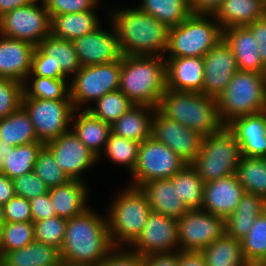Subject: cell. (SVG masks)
Returning a JSON list of instances; mask_svg holds the SVG:
<instances>
[{
  "instance_id": "obj_24",
  "label": "cell",
  "mask_w": 266,
  "mask_h": 266,
  "mask_svg": "<svg viewBox=\"0 0 266 266\" xmlns=\"http://www.w3.org/2000/svg\"><path fill=\"white\" fill-rule=\"evenodd\" d=\"M140 189L147 197L151 212L179 219L188 211L171 179L152 180L142 184Z\"/></svg>"
},
{
  "instance_id": "obj_47",
  "label": "cell",
  "mask_w": 266,
  "mask_h": 266,
  "mask_svg": "<svg viewBox=\"0 0 266 266\" xmlns=\"http://www.w3.org/2000/svg\"><path fill=\"white\" fill-rule=\"evenodd\" d=\"M13 185L15 194L28 200L49 192V188L46 186L45 182H43L34 171L13 179Z\"/></svg>"
},
{
  "instance_id": "obj_13",
  "label": "cell",
  "mask_w": 266,
  "mask_h": 266,
  "mask_svg": "<svg viewBox=\"0 0 266 266\" xmlns=\"http://www.w3.org/2000/svg\"><path fill=\"white\" fill-rule=\"evenodd\" d=\"M179 250L202 251L226 233L225 219L202 209L177 219Z\"/></svg>"
},
{
  "instance_id": "obj_40",
  "label": "cell",
  "mask_w": 266,
  "mask_h": 266,
  "mask_svg": "<svg viewBox=\"0 0 266 266\" xmlns=\"http://www.w3.org/2000/svg\"><path fill=\"white\" fill-rule=\"evenodd\" d=\"M66 79L67 78L54 79L41 76H28L23 83V98L50 100L71 99L69 96V82L67 83ZM28 83L30 84L28 85Z\"/></svg>"
},
{
  "instance_id": "obj_63",
  "label": "cell",
  "mask_w": 266,
  "mask_h": 266,
  "mask_svg": "<svg viewBox=\"0 0 266 266\" xmlns=\"http://www.w3.org/2000/svg\"><path fill=\"white\" fill-rule=\"evenodd\" d=\"M262 75H263V79H264L265 87H266V65H265V67H264V70H263Z\"/></svg>"
},
{
  "instance_id": "obj_6",
  "label": "cell",
  "mask_w": 266,
  "mask_h": 266,
  "mask_svg": "<svg viewBox=\"0 0 266 266\" xmlns=\"http://www.w3.org/2000/svg\"><path fill=\"white\" fill-rule=\"evenodd\" d=\"M221 121L266 111V87L262 73L238 70L216 99Z\"/></svg>"
},
{
  "instance_id": "obj_26",
  "label": "cell",
  "mask_w": 266,
  "mask_h": 266,
  "mask_svg": "<svg viewBox=\"0 0 266 266\" xmlns=\"http://www.w3.org/2000/svg\"><path fill=\"white\" fill-rule=\"evenodd\" d=\"M81 110L74 111L71 129L78 139L98 157L99 161L112 133L111 125L93 116L88 110Z\"/></svg>"
},
{
  "instance_id": "obj_48",
  "label": "cell",
  "mask_w": 266,
  "mask_h": 266,
  "mask_svg": "<svg viewBox=\"0 0 266 266\" xmlns=\"http://www.w3.org/2000/svg\"><path fill=\"white\" fill-rule=\"evenodd\" d=\"M50 16L95 10L100 0H42Z\"/></svg>"
},
{
  "instance_id": "obj_38",
  "label": "cell",
  "mask_w": 266,
  "mask_h": 266,
  "mask_svg": "<svg viewBox=\"0 0 266 266\" xmlns=\"http://www.w3.org/2000/svg\"><path fill=\"white\" fill-rule=\"evenodd\" d=\"M235 175L246 193L266 199V159L243 156Z\"/></svg>"
},
{
  "instance_id": "obj_2",
  "label": "cell",
  "mask_w": 266,
  "mask_h": 266,
  "mask_svg": "<svg viewBox=\"0 0 266 266\" xmlns=\"http://www.w3.org/2000/svg\"><path fill=\"white\" fill-rule=\"evenodd\" d=\"M90 207L67 220L64 242L60 248L62 262L97 266L114 248L106 217Z\"/></svg>"
},
{
  "instance_id": "obj_34",
  "label": "cell",
  "mask_w": 266,
  "mask_h": 266,
  "mask_svg": "<svg viewBox=\"0 0 266 266\" xmlns=\"http://www.w3.org/2000/svg\"><path fill=\"white\" fill-rule=\"evenodd\" d=\"M54 64V70H61L68 78L81 67L71 40L55 37L50 34L38 45Z\"/></svg>"
},
{
  "instance_id": "obj_7",
  "label": "cell",
  "mask_w": 266,
  "mask_h": 266,
  "mask_svg": "<svg viewBox=\"0 0 266 266\" xmlns=\"http://www.w3.org/2000/svg\"><path fill=\"white\" fill-rule=\"evenodd\" d=\"M222 39L223 29L213 15L191 14L179 25L169 28L164 58L203 57Z\"/></svg>"
},
{
  "instance_id": "obj_53",
  "label": "cell",
  "mask_w": 266,
  "mask_h": 266,
  "mask_svg": "<svg viewBox=\"0 0 266 266\" xmlns=\"http://www.w3.org/2000/svg\"><path fill=\"white\" fill-rule=\"evenodd\" d=\"M258 42L259 54L266 65V16L247 25Z\"/></svg>"
},
{
  "instance_id": "obj_12",
  "label": "cell",
  "mask_w": 266,
  "mask_h": 266,
  "mask_svg": "<svg viewBox=\"0 0 266 266\" xmlns=\"http://www.w3.org/2000/svg\"><path fill=\"white\" fill-rule=\"evenodd\" d=\"M0 34L38 46L51 34V16L42 0H35L0 17Z\"/></svg>"
},
{
  "instance_id": "obj_18",
  "label": "cell",
  "mask_w": 266,
  "mask_h": 266,
  "mask_svg": "<svg viewBox=\"0 0 266 266\" xmlns=\"http://www.w3.org/2000/svg\"><path fill=\"white\" fill-rule=\"evenodd\" d=\"M109 24L112 25L109 31L100 26L95 31L72 40L81 66L108 64L122 57L116 31L111 21Z\"/></svg>"
},
{
  "instance_id": "obj_1",
  "label": "cell",
  "mask_w": 266,
  "mask_h": 266,
  "mask_svg": "<svg viewBox=\"0 0 266 266\" xmlns=\"http://www.w3.org/2000/svg\"><path fill=\"white\" fill-rule=\"evenodd\" d=\"M110 12L109 21L116 31L122 55L164 57L168 47V27L139 7L117 8Z\"/></svg>"
},
{
  "instance_id": "obj_55",
  "label": "cell",
  "mask_w": 266,
  "mask_h": 266,
  "mask_svg": "<svg viewBox=\"0 0 266 266\" xmlns=\"http://www.w3.org/2000/svg\"><path fill=\"white\" fill-rule=\"evenodd\" d=\"M224 0H189L191 14L214 15Z\"/></svg>"
},
{
  "instance_id": "obj_29",
  "label": "cell",
  "mask_w": 266,
  "mask_h": 266,
  "mask_svg": "<svg viewBox=\"0 0 266 266\" xmlns=\"http://www.w3.org/2000/svg\"><path fill=\"white\" fill-rule=\"evenodd\" d=\"M266 211V199L246 193L236 210L225 220L226 234L238 240L243 239L251 230L254 221Z\"/></svg>"
},
{
  "instance_id": "obj_60",
  "label": "cell",
  "mask_w": 266,
  "mask_h": 266,
  "mask_svg": "<svg viewBox=\"0 0 266 266\" xmlns=\"http://www.w3.org/2000/svg\"><path fill=\"white\" fill-rule=\"evenodd\" d=\"M3 225H0V258L3 256Z\"/></svg>"
},
{
  "instance_id": "obj_3",
  "label": "cell",
  "mask_w": 266,
  "mask_h": 266,
  "mask_svg": "<svg viewBox=\"0 0 266 266\" xmlns=\"http://www.w3.org/2000/svg\"><path fill=\"white\" fill-rule=\"evenodd\" d=\"M119 90L135 105L157 108L167 90L164 57L122 55Z\"/></svg>"
},
{
  "instance_id": "obj_59",
  "label": "cell",
  "mask_w": 266,
  "mask_h": 266,
  "mask_svg": "<svg viewBox=\"0 0 266 266\" xmlns=\"http://www.w3.org/2000/svg\"><path fill=\"white\" fill-rule=\"evenodd\" d=\"M5 146H7V143L2 140L0 143V172L2 171L5 160Z\"/></svg>"
},
{
  "instance_id": "obj_11",
  "label": "cell",
  "mask_w": 266,
  "mask_h": 266,
  "mask_svg": "<svg viewBox=\"0 0 266 266\" xmlns=\"http://www.w3.org/2000/svg\"><path fill=\"white\" fill-rule=\"evenodd\" d=\"M187 163L167 145L150 137L139 145L136 167L131 173L130 186L158 179H171Z\"/></svg>"
},
{
  "instance_id": "obj_54",
  "label": "cell",
  "mask_w": 266,
  "mask_h": 266,
  "mask_svg": "<svg viewBox=\"0 0 266 266\" xmlns=\"http://www.w3.org/2000/svg\"><path fill=\"white\" fill-rule=\"evenodd\" d=\"M145 266H178V251L144 256Z\"/></svg>"
},
{
  "instance_id": "obj_37",
  "label": "cell",
  "mask_w": 266,
  "mask_h": 266,
  "mask_svg": "<svg viewBox=\"0 0 266 266\" xmlns=\"http://www.w3.org/2000/svg\"><path fill=\"white\" fill-rule=\"evenodd\" d=\"M137 7L168 28L179 25L191 15L189 0H142Z\"/></svg>"
},
{
  "instance_id": "obj_35",
  "label": "cell",
  "mask_w": 266,
  "mask_h": 266,
  "mask_svg": "<svg viewBox=\"0 0 266 266\" xmlns=\"http://www.w3.org/2000/svg\"><path fill=\"white\" fill-rule=\"evenodd\" d=\"M44 145L42 142H34L15 147L5 146V160L1 172L12 180L33 172L37 156Z\"/></svg>"
},
{
  "instance_id": "obj_10",
  "label": "cell",
  "mask_w": 266,
  "mask_h": 266,
  "mask_svg": "<svg viewBox=\"0 0 266 266\" xmlns=\"http://www.w3.org/2000/svg\"><path fill=\"white\" fill-rule=\"evenodd\" d=\"M22 107L29 114L39 142L46 144L71 130L75 111L71 99L23 98Z\"/></svg>"
},
{
  "instance_id": "obj_27",
  "label": "cell",
  "mask_w": 266,
  "mask_h": 266,
  "mask_svg": "<svg viewBox=\"0 0 266 266\" xmlns=\"http://www.w3.org/2000/svg\"><path fill=\"white\" fill-rule=\"evenodd\" d=\"M213 16L223 30L247 26L266 16V0H224Z\"/></svg>"
},
{
  "instance_id": "obj_4",
  "label": "cell",
  "mask_w": 266,
  "mask_h": 266,
  "mask_svg": "<svg viewBox=\"0 0 266 266\" xmlns=\"http://www.w3.org/2000/svg\"><path fill=\"white\" fill-rule=\"evenodd\" d=\"M157 109L167 118L208 136L220 131L221 121L216 98L203 93L167 89Z\"/></svg>"
},
{
  "instance_id": "obj_52",
  "label": "cell",
  "mask_w": 266,
  "mask_h": 266,
  "mask_svg": "<svg viewBox=\"0 0 266 266\" xmlns=\"http://www.w3.org/2000/svg\"><path fill=\"white\" fill-rule=\"evenodd\" d=\"M33 222L56 216V210L50 200L49 192L30 200Z\"/></svg>"
},
{
  "instance_id": "obj_33",
  "label": "cell",
  "mask_w": 266,
  "mask_h": 266,
  "mask_svg": "<svg viewBox=\"0 0 266 266\" xmlns=\"http://www.w3.org/2000/svg\"><path fill=\"white\" fill-rule=\"evenodd\" d=\"M201 252L207 266H250L244 257L241 240L226 233Z\"/></svg>"
},
{
  "instance_id": "obj_45",
  "label": "cell",
  "mask_w": 266,
  "mask_h": 266,
  "mask_svg": "<svg viewBox=\"0 0 266 266\" xmlns=\"http://www.w3.org/2000/svg\"><path fill=\"white\" fill-rule=\"evenodd\" d=\"M33 222H6L3 225V255L35 241Z\"/></svg>"
},
{
  "instance_id": "obj_5",
  "label": "cell",
  "mask_w": 266,
  "mask_h": 266,
  "mask_svg": "<svg viewBox=\"0 0 266 266\" xmlns=\"http://www.w3.org/2000/svg\"><path fill=\"white\" fill-rule=\"evenodd\" d=\"M114 198L106 215L114 247L130 246L148 223L151 208L140 187L127 185Z\"/></svg>"
},
{
  "instance_id": "obj_28",
  "label": "cell",
  "mask_w": 266,
  "mask_h": 266,
  "mask_svg": "<svg viewBox=\"0 0 266 266\" xmlns=\"http://www.w3.org/2000/svg\"><path fill=\"white\" fill-rule=\"evenodd\" d=\"M157 108L134 105L111 125L112 133L142 143L152 137V121Z\"/></svg>"
},
{
  "instance_id": "obj_15",
  "label": "cell",
  "mask_w": 266,
  "mask_h": 266,
  "mask_svg": "<svg viewBox=\"0 0 266 266\" xmlns=\"http://www.w3.org/2000/svg\"><path fill=\"white\" fill-rule=\"evenodd\" d=\"M142 256L153 253H170L179 250L177 219L151 212L141 234L130 245Z\"/></svg>"
},
{
  "instance_id": "obj_23",
  "label": "cell",
  "mask_w": 266,
  "mask_h": 266,
  "mask_svg": "<svg viewBox=\"0 0 266 266\" xmlns=\"http://www.w3.org/2000/svg\"><path fill=\"white\" fill-rule=\"evenodd\" d=\"M223 40L231 48L238 69L263 73V64L258 48V42L247 26H235L223 30Z\"/></svg>"
},
{
  "instance_id": "obj_14",
  "label": "cell",
  "mask_w": 266,
  "mask_h": 266,
  "mask_svg": "<svg viewBox=\"0 0 266 266\" xmlns=\"http://www.w3.org/2000/svg\"><path fill=\"white\" fill-rule=\"evenodd\" d=\"M152 137L167 145L187 164H191L201 149L203 136L156 109L152 121Z\"/></svg>"
},
{
  "instance_id": "obj_36",
  "label": "cell",
  "mask_w": 266,
  "mask_h": 266,
  "mask_svg": "<svg viewBox=\"0 0 266 266\" xmlns=\"http://www.w3.org/2000/svg\"><path fill=\"white\" fill-rule=\"evenodd\" d=\"M171 180L179 199L188 210L202 209L205 182L191 164H186Z\"/></svg>"
},
{
  "instance_id": "obj_57",
  "label": "cell",
  "mask_w": 266,
  "mask_h": 266,
  "mask_svg": "<svg viewBox=\"0 0 266 266\" xmlns=\"http://www.w3.org/2000/svg\"><path fill=\"white\" fill-rule=\"evenodd\" d=\"M15 195L13 180L0 172V204L5 205Z\"/></svg>"
},
{
  "instance_id": "obj_20",
  "label": "cell",
  "mask_w": 266,
  "mask_h": 266,
  "mask_svg": "<svg viewBox=\"0 0 266 266\" xmlns=\"http://www.w3.org/2000/svg\"><path fill=\"white\" fill-rule=\"evenodd\" d=\"M227 127L246 157L266 158V111L233 119Z\"/></svg>"
},
{
  "instance_id": "obj_41",
  "label": "cell",
  "mask_w": 266,
  "mask_h": 266,
  "mask_svg": "<svg viewBox=\"0 0 266 266\" xmlns=\"http://www.w3.org/2000/svg\"><path fill=\"white\" fill-rule=\"evenodd\" d=\"M95 107H84L93 116L112 125L135 104L119 89L108 92L95 101Z\"/></svg>"
},
{
  "instance_id": "obj_19",
  "label": "cell",
  "mask_w": 266,
  "mask_h": 266,
  "mask_svg": "<svg viewBox=\"0 0 266 266\" xmlns=\"http://www.w3.org/2000/svg\"><path fill=\"white\" fill-rule=\"evenodd\" d=\"M245 194L235 174L204 184L202 210L227 219Z\"/></svg>"
},
{
  "instance_id": "obj_46",
  "label": "cell",
  "mask_w": 266,
  "mask_h": 266,
  "mask_svg": "<svg viewBox=\"0 0 266 266\" xmlns=\"http://www.w3.org/2000/svg\"><path fill=\"white\" fill-rule=\"evenodd\" d=\"M24 84L8 78H0V118H5L22 107Z\"/></svg>"
},
{
  "instance_id": "obj_62",
  "label": "cell",
  "mask_w": 266,
  "mask_h": 266,
  "mask_svg": "<svg viewBox=\"0 0 266 266\" xmlns=\"http://www.w3.org/2000/svg\"><path fill=\"white\" fill-rule=\"evenodd\" d=\"M60 266H91V265L71 264V263L62 262Z\"/></svg>"
},
{
  "instance_id": "obj_50",
  "label": "cell",
  "mask_w": 266,
  "mask_h": 266,
  "mask_svg": "<svg viewBox=\"0 0 266 266\" xmlns=\"http://www.w3.org/2000/svg\"><path fill=\"white\" fill-rule=\"evenodd\" d=\"M6 222H33L30 200L15 195L3 205Z\"/></svg>"
},
{
  "instance_id": "obj_42",
  "label": "cell",
  "mask_w": 266,
  "mask_h": 266,
  "mask_svg": "<svg viewBox=\"0 0 266 266\" xmlns=\"http://www.w3.org/2000/svg\"><path fill=\"white\" fill-rule=\"evenodd\" d=\"M140 143L129 140L111 133L102 155L114 162L116 165L120 164L126 166L130 174L136 167L138 149Z\"/></svg>"
},
{
  "instance_id": "obj_51",
  "label": "cell",
  "mask_w": 266,
  "mask_h": 266,
  "mask_svg": "<svg viewBox=\"0 0 266 266\" xmlns=\"http://www.w3.org/2000/svg\"><path fill=\"white\" fill-rule=\"evenodd\" d=\"M28 76H41L47 78H67L61 70H54V64L39 46H36L33 58L31 72Z\"/></svg>"
},
{
  "instance_id": "obj_25",
  "label": "cell",
  "mask_w": 266,
  "mask_h": 266,
  "mask_svg": "<svg viewBox=\"0 0 266 266\" xmlns=\"http://www.w3.org/2000/svg\"><path fill=\"white\" fill-rule=\"evenodd\" d=\"M84 181L71 179L65 184L49 189L50 200L56 210V216L71 219L85 212L88 188Z\"/></svg>"
},
{
  "instance_id": "obj_22",
  "label": "cell",
  "mask_w": 266,
  "mask_h": 266,
  "mask_svg": "<svg viewBox=\"0 0 266 266\" xmlns=\"http://www.w3.org/2000/svg\"><path fill=\"white\" fill-rule=\"evenodd\" d=\"M166 60L167 89L202 93L203 57H172Z\"/></svg>"
},
{
  "instance_id": "obj_17",
  "label": "cell",
  "mask_w": 266,
  "mask_h": 266,
  "mask_svg": "<svg viewBox=\"0 0 266 266\" xmlns=\"http://www.w3.org/2000/svg\"><path fill=\"white\" fill-rule=\"evenodd\" d=\"M204 84L202 93L218 98L239 70L231 48L222 39L203 56Z\"/></svg>"
},
{
  "instance_id": "obj_58",
  "label": "cell",
  "mask_w": 266,
  "mask_h": 266,
  "mask_svg": "<svg viewBox=\"0 0 266 266\" xmlns=\"http://www.w3.org/2000/svg\"><path fill=\"white\" fill-rule=\"evenodd\" d=\"M33 1L35 0H0V17L16 8L28 5Z\"/></svg>"
},
{
  "instance_id": "obj_39",
  "label": "cell",
  "mask_w": 266,
  "mask_h": 266,
  "mask_svg": "<svg viewBox=\"0 0 266 266\" xmlns=\"http://www.w3.org/2000/svg\"><path fill=\"white\" fill-rule=\"evenodd\" d=\"M241 247L250 266H266V211L257 217Z\"/></svg>"
},
{
  "instance_id": "obj_16",
  "label": "cell",
  "mask_w": 266,
  "mask_h": 266,
  "mask_svg": "<svg viewBox=\"0 0 266 266\" xmlns=\"http://www.w3.org/2000/svg\"><path fill=\"white\" fill-rule=\"evenodd\" d=\"M45 146L52 152L56 163L70 179L85 181L80 174L98 162V157L72 130L46 143Z\"/></svg>"
},
{
  "instance_id": "obj_56",
  "label": "cell",
  "mask_w": 266,
  "mask_h": 266,
  "mask_svg": "<svg viewBox=\"0 0 266 266\" xmlns=\"http://www.w3.org/2000/svg\"><path fill=\"white\" fill-rule=\"evenodd\" d=\"M178 266H207L201 251L178 250Z\"/></svg>"
},
{
  "instance_id": "obj_9",
  "label": "cell",
  "mask_w": 266,
  "mask_h": 266,
  "mask_svg": "<svg viewBox=\"0 0 266 266\" xmlns=\"http://www.w3.org/2000/svg\"><path fill=\"white\" fill-rule=\"evenodd\" d=\"M121 58L108 64L81 66L69 83V96L75 110L119 89Z\"/></svg>"
},
{
  "instance_id": "obj_8",
  "label": "cell",
  "mask_w": 266,
  "mask_h": 266,
  "mask_svg": "<svg viewBox=\"0 0 266 266\" xmlns=\"http://www.w3.org/2000/svg\"><path fill=\"white\" fill-rule=\"evenodd\" d=\"M242 157L235 135L225 125L220 131L203 136L201 149L191 165L208 183L235 174Z\"/></svg>"
},
{
  "instance_id": "obj_61",
  "label": "cell",
  "mask_w": 266,
  "mask_h": 266,
  "mask_svg": "<svg viewBox=\"0 0 266 266\" xmlns=\"http://www.w3.org/2000/svg\"><path fill=\"white\" fill-rule=\"evenodd\" d=\"M6 223L3 205L0 204V225H4Z\"/></svg>"
},
{
  "instance_id": "obj_30",
  "label": "cell",
  "mask_w": 266,
  "mask_h": 266,
  "mask_svg": "<svg viewBox=\"0 0 266 266\" xmlns=\"http://www.w3.org/2000/svg\"><path fill=\"white\" fill-rule=\"evenodd\" d=\"M0 262L4 266H60V250L37 241L27 246L6 252Z\"/></svg>"
},
{
  "instance_id": "obj_32",
  "label": "cell",
  "mask_w": 266,
  "mask_h": 266,
  "mask_svg": "<svg viewBox=\"0 0 266 266\" xmlns=\"http://www.w3.org/2000/svg\"><path fill=\"white\" fill-rule=\"evenodd\" d=\"M0 137L13 147L39 142L29 114L23 107L5 118H0Z\"/></svg>"
},
{
  "instance_id": "obj_31",
  "label": "cell",
  "mask_w": 266,
  "mask_h": 266,
  "mask_svg": "<svg viewBox=\"0 0 266 266\" xmlns=\"http://www.w3.org/2000/svg\"><path fill=\"white\" fill-rule=\"evenodd\" d=\"M96 10L51 16V34L66 40H74L102 26Z\"/></svg>"
},
{
  "instance_id": "obj_44",
  "label": "cell",
  "mask_w": 266,
  "mask_h": 266,
  "mask_svg": "<svg viewBox=\"0 0 266 266\" xmlns=\"http://www.w3.org/2000/svg\"><path fill=\"white\" fill-rule=\"evenodd\" d=\"M35 241L53 246L60 250L66 232L67 219L55 216L33 222Z\"/></svg>"
},
{
  "instance_id": "obj_21",
  "label": "cell",
  "mask_w": 266,
  "mask_h": 266,
  "mask_svg": "<svg viewBox=\"0 0 266 266\" xmlns=\"http://www.w3.org/2000/svg\"><path fill=\"white\" fill-rule=\"evenodd\" d=\"M35 48L29 42L0 34V78L24 83L31 72Z\"/></svg>"
},
{
  "instance_id": "obj_43",
  "label": "cell",
  "mask_w": 266,
  "mask_h": 266,
  "mask_svg": "<svg viewBox=\"0 0 266 266\" xmlns=\"http://www.w3.org/2000/svg\"><path fill=\"white\" fill-rule=\"evenodd\" d=\"M34 173L50 189L65 184L71 179L56 163L52 152L44 145L34 164Z\"/></svg>"
},
{
  "instance_id": "obj_49",
  "label": "cell",
  "mask_w": 266,
  "mask_h": 266,
  "mask_svg": "<svg viewBox=\"0 0 266 266\" xmlns=\"http://www.w3.org/2000/svg\"><path fill=\"white\" fill-rule=\"evenodd\" d=\"M128 247H114L97 266H145L144 256Z\"/></svg>"
}]
</instances>
